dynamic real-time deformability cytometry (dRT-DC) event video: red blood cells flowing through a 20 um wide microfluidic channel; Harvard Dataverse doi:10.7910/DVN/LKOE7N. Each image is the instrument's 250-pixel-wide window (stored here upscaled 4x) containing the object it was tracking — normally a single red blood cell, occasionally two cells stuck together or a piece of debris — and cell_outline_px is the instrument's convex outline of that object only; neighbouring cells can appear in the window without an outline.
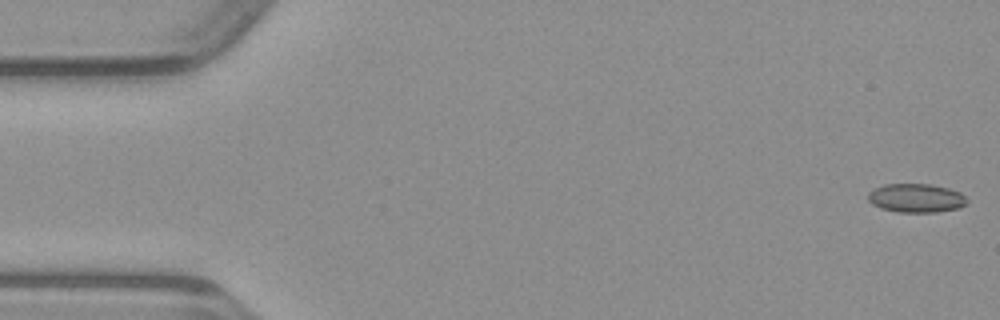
{"species": "common noctule bat (a hibernating species)", "species_latin": "Nyctalus noctula", "temperature_condition": "warm", "stored_images_in_passage": 49, "camera_frame_rate_fps": 3000, "um_per_image_px": 0.085, "animal": {"sex": "male", "body_mass_g": 23.1, "forearm_length_mm": 52.7}, "frame": {"image": 1, "passage_image": 1, "time_ms": 0.0, "image_size_px": [1000, 320], "cell_outline_px": [[968, 204], [960, 208], [936, 212], [896, 212], [880, 208], [872, 204], [868, 200], [868, 192], [872, 188], [884, 184], [928, 184], [948, 188], [960, 192], [968, 200]], "centroid_in_image_um": [77.86, 16.84], "position_along_channel_um": 7.1, "area_um2": 16.82}}
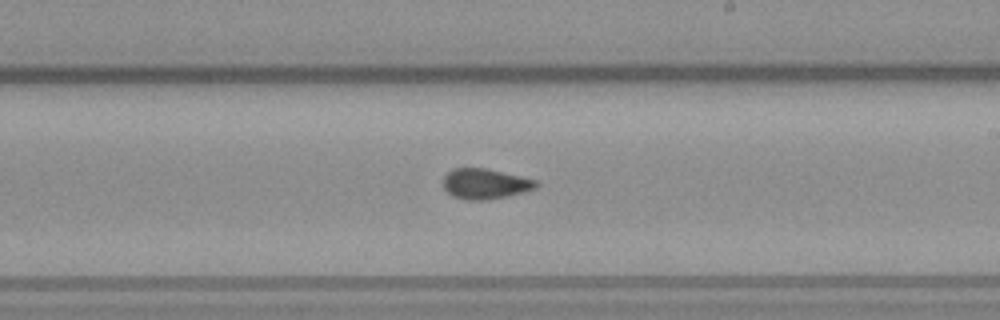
{"frame": {"image": 2, "passage_image": 28, "time_ms": 9.0, "image_size_px": [1000, 320], "cell_outline_px": [[540, 184], [536, 188], [504, 196], [484, 200], [468, 200], [452, 196], [444, 188], [444, 176], [452, 168], [484, 168], [520, 176], [536, 180]], "centroid_in_image_um": [41.21, 15.61], "position_along_channel_um": 247.8, "area_um2": 16.13}}
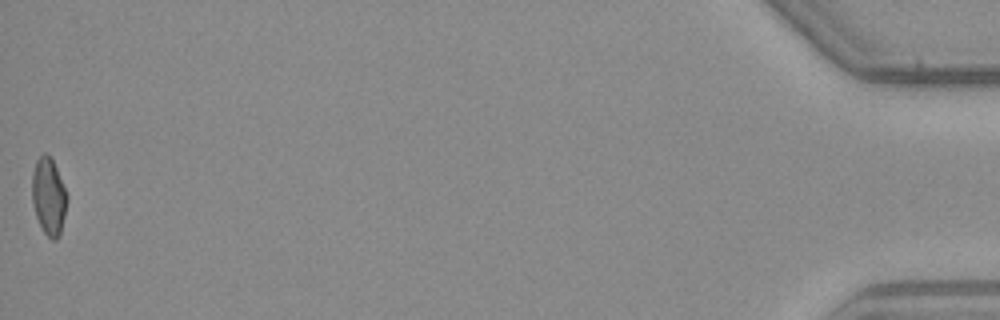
{"frame": {"image": 3, "passage_image": 49, "time_ms": 16.0, "image_size_px": [1000, 320], "cell_outline_px": [[68, 200], [60, 236], [56, 240], [52, 240], [44, 232], [36, 216], [32, 200], [32, 176], [36, 160], [44, 152], [48, 152], [52, 156], [68, 196]], "centroid_in_image_um": [4.15, 16.66], "position_along_channel_um": 431.0, "area_um2": 15.95}}